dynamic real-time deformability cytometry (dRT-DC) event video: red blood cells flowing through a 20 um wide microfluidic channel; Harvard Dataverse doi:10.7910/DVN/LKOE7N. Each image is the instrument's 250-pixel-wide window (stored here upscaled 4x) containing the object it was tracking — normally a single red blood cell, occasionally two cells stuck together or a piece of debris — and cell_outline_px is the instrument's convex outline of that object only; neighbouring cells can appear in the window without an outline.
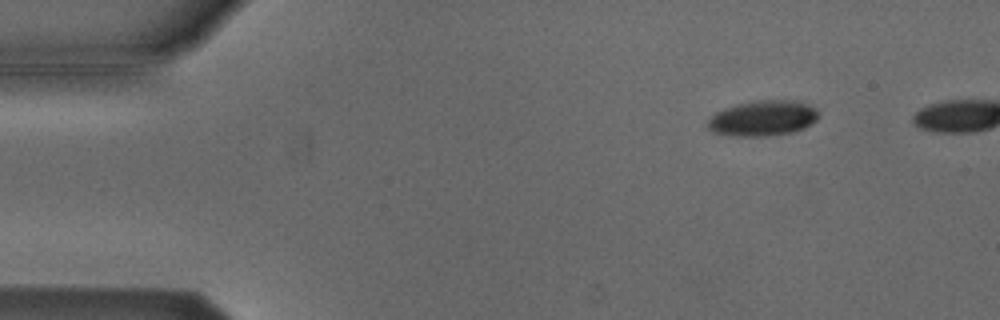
{"species": "Egyptian fruit bat (a non-hibernating species)", "species_latin": "Rousettus aegyptiacus", "temperature_condition": "cold", "stored_images_in_passage": 6, "camera_frame_rate_fps": 3000, "um_per_image_px": 0.085, "animal": {"sex": "male"}, "frame": {"image": 1, "passage_image": 2, "time_ms": 0.333, "image_size_px": [1000, 320], "cell_outline_px": [[820, 116], [812, 124], [804, 128], [792, 132], [764, 136], [740, 136], [712, 132], [708, 128], [708, 120], [716, 112], [724, 108], [736, 104], [760, 100], [800, 100], [816, 108]], "centroid_in_image_um": [64.89, 10.03], "position_along_channel_um": 20.1, "area_um2": 22.95}}
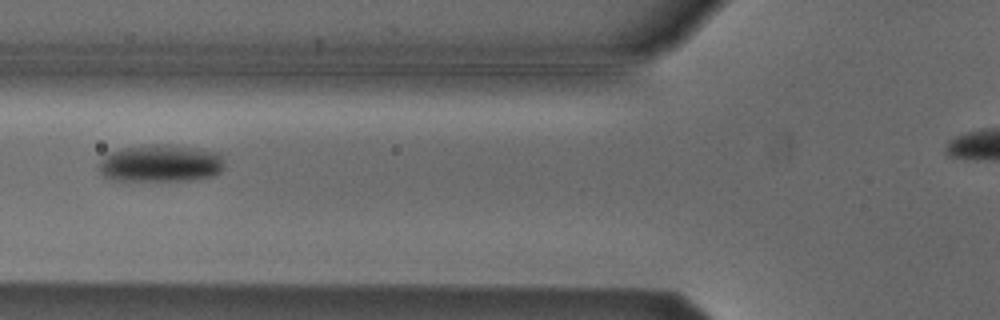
{"frame": {"image": 2, "passage_image": 6, "time_ms": 1.667, "image_size_px": [1000, 320], "cell_outline_px": [[224, 168], [216, 176], [188, 180], [112, 180], [104, 176], [100, 172], [96, 164], [108, 152], [124, 148], [152, 144], [168, 144], [196, 148], [220, 152], [224, 160]], "centroid_in_image_um": [13.66, 13.88], "position_along_channel_um": 112.1, "area_um2": 27.69}}